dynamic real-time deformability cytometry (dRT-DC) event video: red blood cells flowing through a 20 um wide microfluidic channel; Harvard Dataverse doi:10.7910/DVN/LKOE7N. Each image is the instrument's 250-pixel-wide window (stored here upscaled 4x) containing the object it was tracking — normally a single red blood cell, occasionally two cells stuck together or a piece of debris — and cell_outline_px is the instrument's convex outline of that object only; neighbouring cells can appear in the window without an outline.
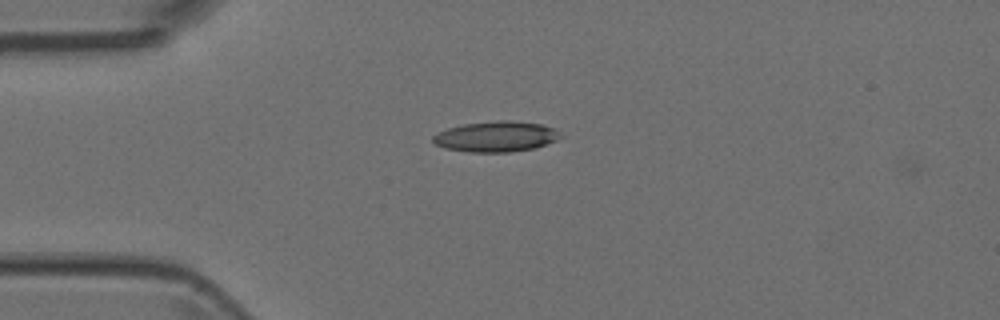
{"species": "Egyptian fruit bat (a non-hibernating species)", "species_latin": "Rousettus aegyptiacus", "temperature_condition": "room temperature", "stored_images_in_passage": 1, "camera_frame_rate_fps": 3000, "um_per_image_px": 0.085, "animal": {"sex": "female"}, "frame": {"image": 1, "passage_image": 1, "time_ms": 0.0, "image_size_px": [1000, 320], "cell_outline_px": [[564, 136], [556, 140], [536, 148], [512, 152], [468, 152], [444, 148], [436, 144], [432, 140], [432, 136], [436, 132], [448, 128], [464, 124], [500, 120], [512, 120], [540, 124], [556, 128]], "centroid_in_image_um": [42.18, 11.61], "position_along_channel_um": 42.8, "area_um2": 22.95}}